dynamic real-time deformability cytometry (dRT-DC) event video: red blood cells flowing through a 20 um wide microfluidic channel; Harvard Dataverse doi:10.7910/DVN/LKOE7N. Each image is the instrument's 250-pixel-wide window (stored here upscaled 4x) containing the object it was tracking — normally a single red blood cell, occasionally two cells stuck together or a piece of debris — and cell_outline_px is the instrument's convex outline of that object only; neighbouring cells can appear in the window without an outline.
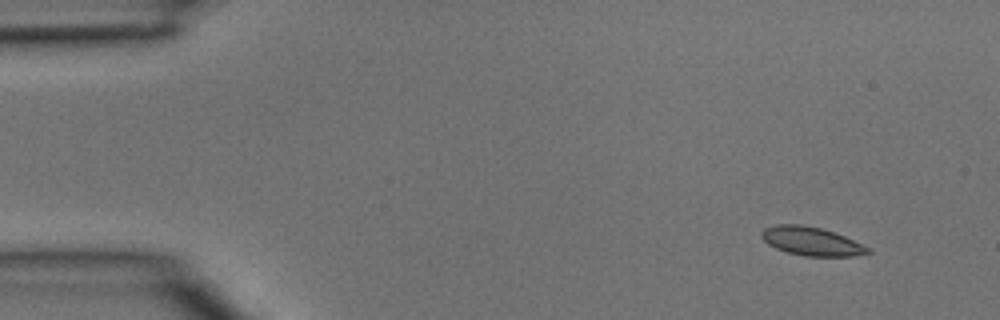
{"species": "common noctule bat (a hibernating species)", "species_latin": "Nyctalus noctula", "temperature_condition": "room temperature", "stored_images_in_passage": 4, "camera_frame_rate_fps": 3000, "um_per_image_px": 0.085, "animal": {"sex": "male", "body_mass_g": 15.6}, "frame": {"image": 1, "passage_image": 1, "time_ms": 0.0, "image_size_px": [1000, 320], "cell_outline_px": [[872, 252], [856, 256], [804, 256], [788, 252], [776, 248], [768, 244], [760, 236], [760, 232], [764, 228], [776, 224], [800, 224], [820, 228], [844, 236], [872, 248]], "centroid_in_image_um": [68.98, 20.51], "position_along_channel_um": 16.0, "area_um2": 17.74}}
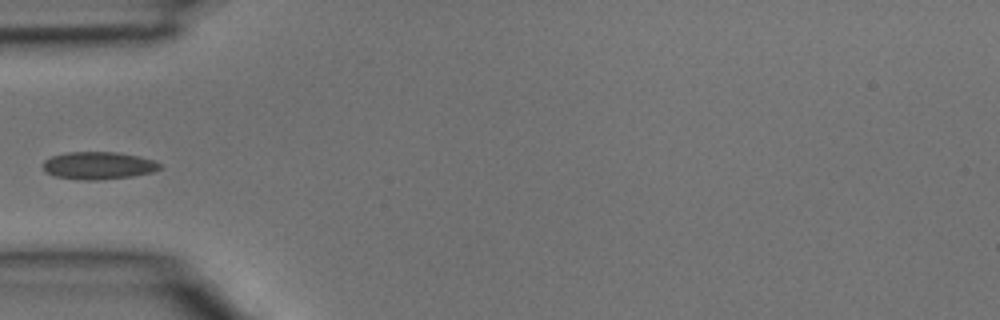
{"frame": {"image": 2, "passage_image": 4, "time_ms": 1.0, "image_size_px": [1000, 320], "cell_outline_px": [[164, 168], [152, 172], [132, 176], [100, 180], [80, 180], [56, 176], [44, 172], [44, 160], [52, 156], [68, 152], [116, 152], [136, 156], [152, 160], [164, 164]], "centroid_in_image_um": [8.39, 14.08], "position_along_channel_um": 76.6, "area_um2": 18.79}}